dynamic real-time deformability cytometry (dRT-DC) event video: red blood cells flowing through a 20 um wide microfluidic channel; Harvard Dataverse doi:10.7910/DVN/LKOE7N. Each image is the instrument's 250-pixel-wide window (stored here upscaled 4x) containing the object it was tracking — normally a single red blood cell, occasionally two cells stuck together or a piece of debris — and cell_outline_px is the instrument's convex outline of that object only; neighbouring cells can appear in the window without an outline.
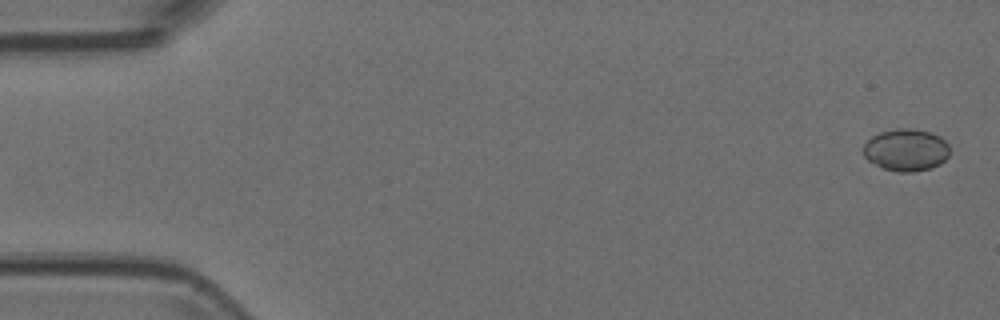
{"species": "Egyptian fruit bat (a non-hibernating species)", "species_latin": "Rousettus aegyptiacus", "temperature_condition": "room temperature", "stored_images_in_passage": 6, "camera_frame_rate_fps": 3000, "um_per_image_px": 0.085, "animal": {"sex": "female"}, "frame": {"image": 1, "passage_image": 1, "time_ms": 0.0, "image_size_px": [1000, 320], "cell_outline_px": [[948, 156], [940, 164], [932, 168], [912, 172], [896, 172], [880, 168], [868, 160], [864, 156], [864, 144], [872, 136], [880, 132], [896, 128], [912, 128], [928, 132], [940, 136], [948, 144]], "centroid_in_image_um": [77.0, 12.76], "position_along_channel_um": 8.0, "area_um2": 21.33}}
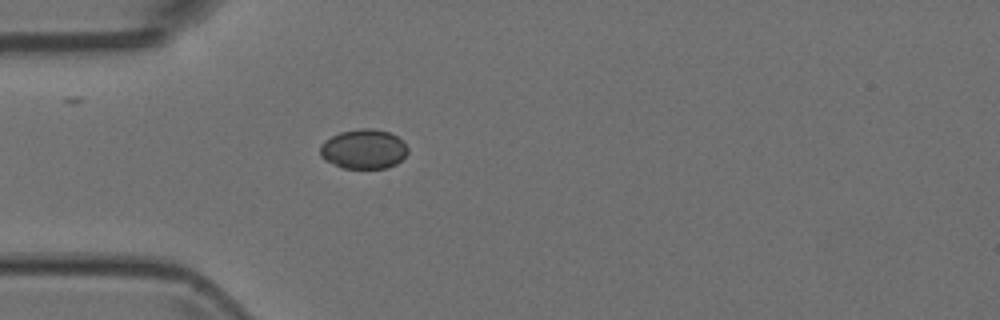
{"frame": {"image": 2, "passage_image": 5, "time_ms": 1.333, "image_size_px": [1000, 320], "cell_outline_px": [[408, 152], [396, 164], [388, 168], [344, 168], [324, 160], [320, 156], [320, 144], [324, 140], [340, 132], [360, 128], [372, 128], [388, 132], [396, 136], [408, 148]], "centroid_in_image_um": [30.88, 12.67], "position_along_channel_um": 54.1, "area_um2": 20.17}}